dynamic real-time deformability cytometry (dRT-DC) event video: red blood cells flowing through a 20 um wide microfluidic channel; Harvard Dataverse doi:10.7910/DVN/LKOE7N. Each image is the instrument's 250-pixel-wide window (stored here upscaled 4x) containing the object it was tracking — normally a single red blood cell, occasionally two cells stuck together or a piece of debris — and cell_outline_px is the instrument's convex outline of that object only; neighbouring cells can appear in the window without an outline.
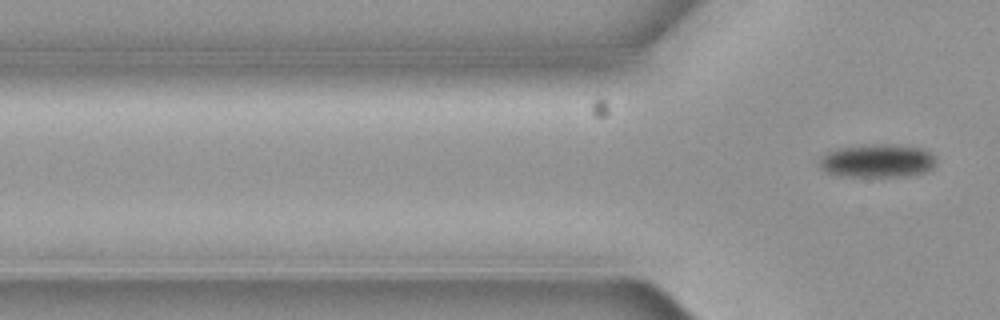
{"species": "common noctule bat (a hibernating species)", "species_latin": "Nyctalus noctula", "temperature_condition": "cold", "stored_images_in_passage": 8, "segment_of_instrument_passage": [2, 2], "camera_frame_rate_fps": 3000, "um_per_image_px": 0.085, "animal": {"sex": "female", "body_mass_g": 19.3, "forearm_length_mm": 54.1}, "frame": {"image": 1, "passage_image": 8, "time_ms": 2.333, "image_size_px": [1000, 320], "cell_outline_px": [[936, 164], [928, 172], [908, 176], [832, 176], [824, 172], [816, 164], [820, 156], [828, 152], [840, 148], [872, 144], [884, 144], [920, 148], [936, 156]], "centroid_in_image_um": [74.53, 13.69], "position_along_channel_um": 51.3, "area_um2": 22.95}}